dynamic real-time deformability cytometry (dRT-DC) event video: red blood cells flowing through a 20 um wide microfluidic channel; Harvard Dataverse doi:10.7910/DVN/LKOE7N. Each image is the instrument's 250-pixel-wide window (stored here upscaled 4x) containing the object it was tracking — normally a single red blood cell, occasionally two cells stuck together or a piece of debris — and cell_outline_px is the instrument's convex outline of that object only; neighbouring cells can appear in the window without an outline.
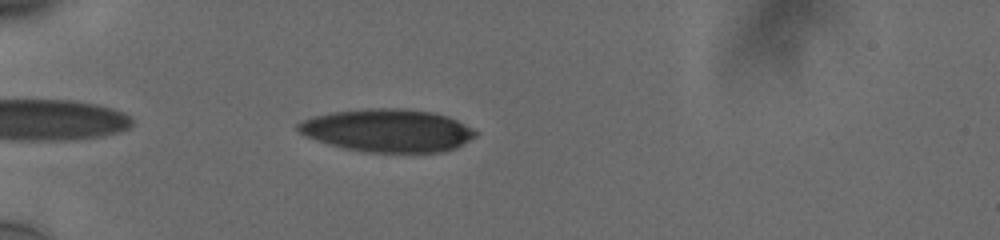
{"species": "human", "species_latin": "Homo sapiens", "temperature_condition": "cold", "stored_images_in_passage": 41, "camera_frame_rate_fps": 3000, "um_per_image_px": 0.085, "donor": {"sex": "male"}, "frame": {"image": 1, "passage_image": 3, "time_ms": 0.667, "image_size_px": [1000, 240], "cell_outline_px": [[480, 132], [476, 136], [456, 148], [444, 152], [364, 152], [344, 148], [308, 136], [300, 132], [296, 128], [296, 124], [312, 116], [332, 112], [364, 108], [404, 108], [432, 112], [448, 116]], "centroid_in_image_um": [33.0, 11.08], "position_along_channel_um": 52.0, "area_um2": 44.27}}
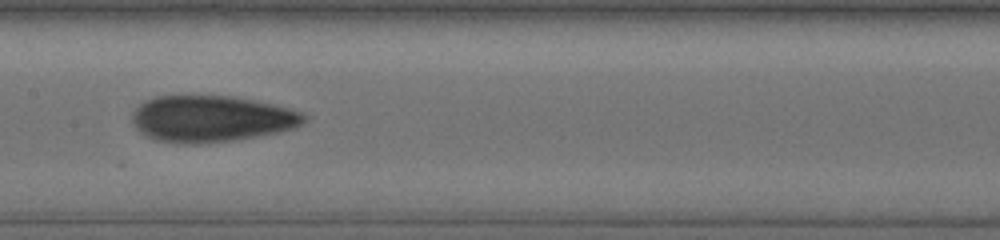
{"frame": {"image": 2, "passage_image": 16, "time_ms": 5.0, "image_size_px": [1000, 240], "cell_outline_px": [[308, 116], [300, 124], [292, 128], [276, 132], [228, 140], [200, 144], [188, 144], [156, 140], [148, 136], [136, 128], [132, 124], [132, 112], [144, 100], [156, 96], [180, 92], [236, 96], [272, 104], [288, 108], [300, 112]], "centroid_in_image_um": [17.86, 10.03], "position_along_channel_um": 189.5, "area_um2": 47.11}}
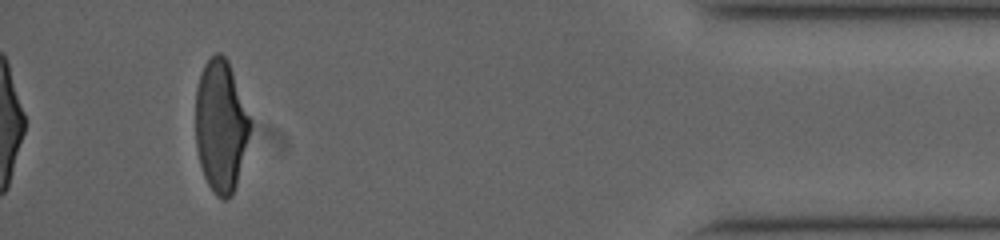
{"frame": {"image": 3, "passage_image": 38, "time_ms": 12.333, "image_size_px": [1000, 240], "cell_outline_px": [[252, 124], [236, 184], [232, 196], [228, 200], [224, 200], [216, 196], [208, 184], [204, 176], [200, 164], [196, 148], [196, 88], [200, 72], [204, 64], [216, 52], [220, 52], [228, 60], [252, 120]], "centroid_in_image_um": [18.77, 10.69], "position_along_channel_um": 416.4, "area_um2": 42.19}, "authors_computed_cell_mechanics": {"area_um2": 44.6216, "velocity_mm_per_s": 3.7881, "shape_relaxation_time_tau1_ms": 5.7732, "shape_relaxation_time_tau2_ms": 2.0561, "deformation_change_tau1": 0.1857, "deformation_change_tau2": 0.0848}}